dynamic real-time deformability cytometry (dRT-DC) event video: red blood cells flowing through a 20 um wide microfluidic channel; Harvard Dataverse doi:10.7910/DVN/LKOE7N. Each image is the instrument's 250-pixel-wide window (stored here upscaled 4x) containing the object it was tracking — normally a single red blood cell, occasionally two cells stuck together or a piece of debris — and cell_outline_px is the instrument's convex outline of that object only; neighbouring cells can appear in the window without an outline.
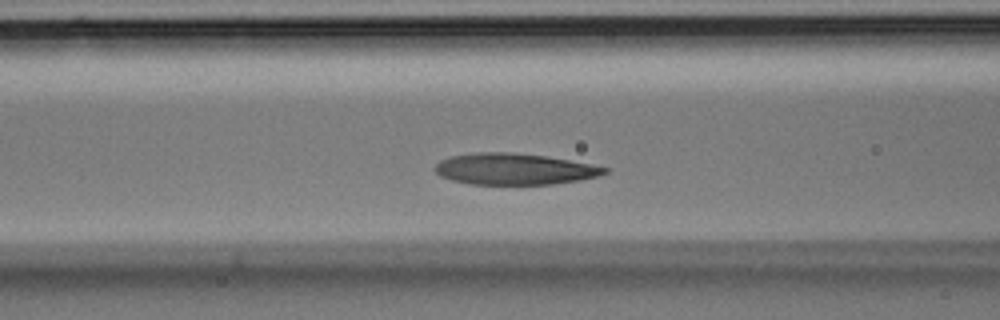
{"species": "Egyptian fruit bat (a non-hibernating species)", "species_latin": "Rousettus aegyptiacus", "temperature_condition": "room temperature", "stored_images_in_passage": 31, "camera_frame_rate_fps": 3000, "um_per_image_px": 0.085, "animal": {"sex": "male"}, "frame": {"image": 1, "passage_image": 8, "time_ms": 2.333, "image_size_px": [1000, 320], "cell_outline_px": [[608, 172], [600, 176], [580, 180], [552, 184], [468, 184], [452, 180], [440, 176], [432, 168], [440, 160], [452, 156], [476, 152], [512, 152], [544, 156], [592, 164], [608, 168]], "centroid_in_image_um": [43.7, 14.37], "position_along_channel_um": 122.9, "area_um2": 30.98}}
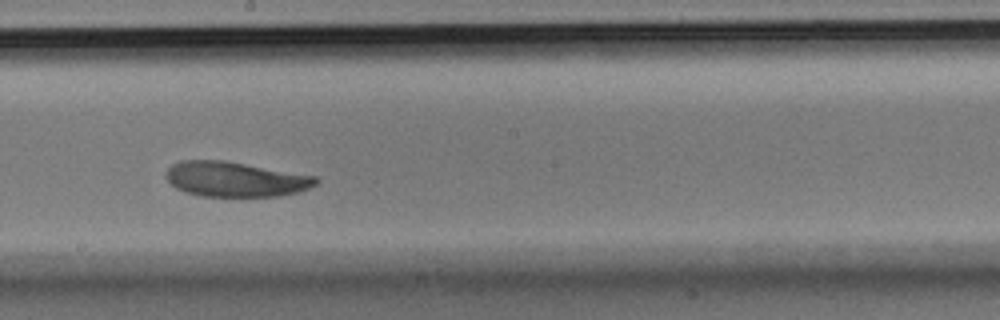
{"frame": {"image": 2, "passage_image": 14, "time_ms": 4.333, "image_size_px": [1000, 320], "cell_outline_px": [[320, 180], [316, 184], [300, 192], [280, 196], [200, 196], [184, 192], [176, 188], [164, 176], [164, 172], [172, 164], [180, 160], [224, 160], [316, 176]], "centroid_in_image_um": [19.98, 15.23], "position_along_channel_um": 228.2, "area_um2": 30.75}}
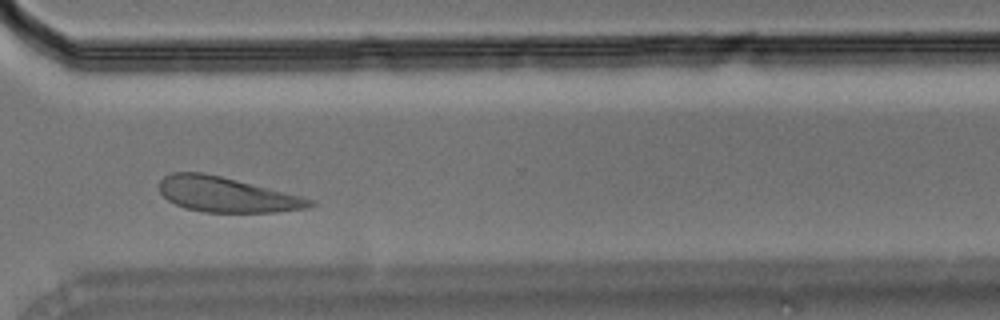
{"frame": {"image": 3, "passage_image": 21, "time_ms": 6.667, "image_size_px": [1000, 320], "cell_outline_px": [[316, 204], [308, 208], [276, 212], [204, 212], [184, 208], [168, 200], [160, 192], [160, 180], [164, 176], [172, 172], [200, 172], [220, 176], [316, 200]], "centroid_in_image_um": [19.25, 16.55], "position_along_channel_um": 351.3, "area_um2": 30.46}}